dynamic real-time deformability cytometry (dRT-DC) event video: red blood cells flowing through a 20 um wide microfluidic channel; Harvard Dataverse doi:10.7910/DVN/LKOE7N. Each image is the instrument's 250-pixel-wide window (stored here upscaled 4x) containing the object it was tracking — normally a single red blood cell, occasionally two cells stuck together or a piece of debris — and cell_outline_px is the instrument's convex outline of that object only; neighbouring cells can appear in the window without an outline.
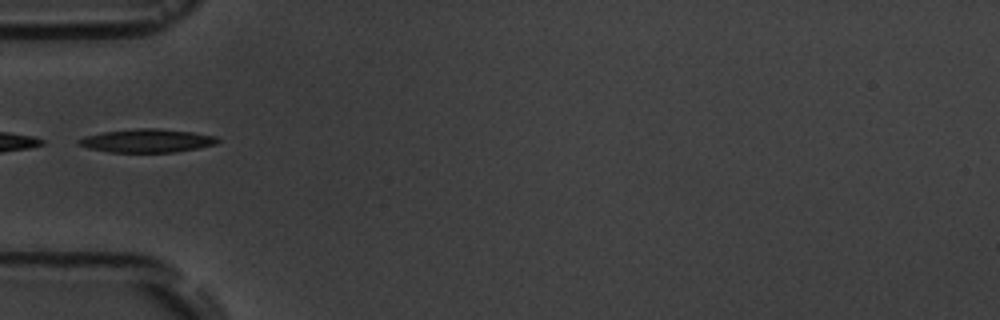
{"species": "common noctule bat (a hibernating species)", "species_latin": "Nyctalus noctula", "temperature_condition": "room temperature", "stored_images_in_passage": 6, "camera_frame_rate_fps": 3000, "um_per_image_px": 0.085, "animal": {"sex": "male", "body_mass_g": 19.5, "forearm_length_mm": 54.6}, "frame": {"image": 1, "passage_image": 6, "time_ms": 5.667, "image_size_px": [1000, 320], "cell_outline_px": [[220, 140], [216, 144], [176, 152], [108, 152], [88, 148], [80, 144], [76, 140], [84, 136], [104, 132], [136, 128], [156, 128], [192, 132], [216, 136]], "centroid_in_image_um": [12.49, 11.96], "position_along_channel_um": 72.5, "area_um2": 18.84}}